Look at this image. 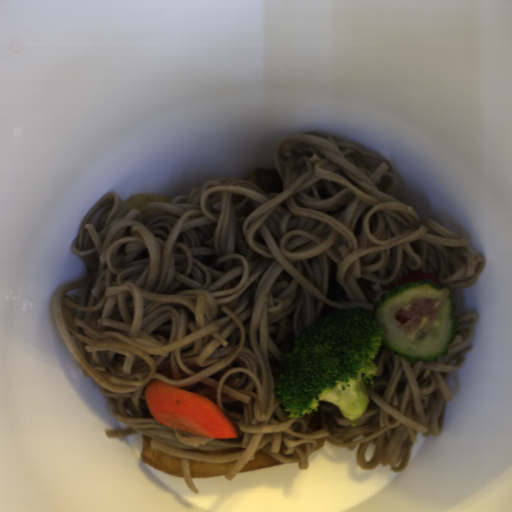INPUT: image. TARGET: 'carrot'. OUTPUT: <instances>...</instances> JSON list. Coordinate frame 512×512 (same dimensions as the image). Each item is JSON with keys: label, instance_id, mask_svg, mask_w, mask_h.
<instances>
[{"label": "carrot", "instance_id": "1", "mask_svg": "<svg viewBox=\"0 0 512 512\" xmlns=\"http://www.w3.org/2000/svg\"><path fill=\"white\" fill-rule=\"evenodd\" d=\"M145 401L154 419L169 428L208 438H239L220 406L205 395L155 379L146 387Z\"/></svg>", "mask_w": 512, "mask_h": 512}]
</instances>
